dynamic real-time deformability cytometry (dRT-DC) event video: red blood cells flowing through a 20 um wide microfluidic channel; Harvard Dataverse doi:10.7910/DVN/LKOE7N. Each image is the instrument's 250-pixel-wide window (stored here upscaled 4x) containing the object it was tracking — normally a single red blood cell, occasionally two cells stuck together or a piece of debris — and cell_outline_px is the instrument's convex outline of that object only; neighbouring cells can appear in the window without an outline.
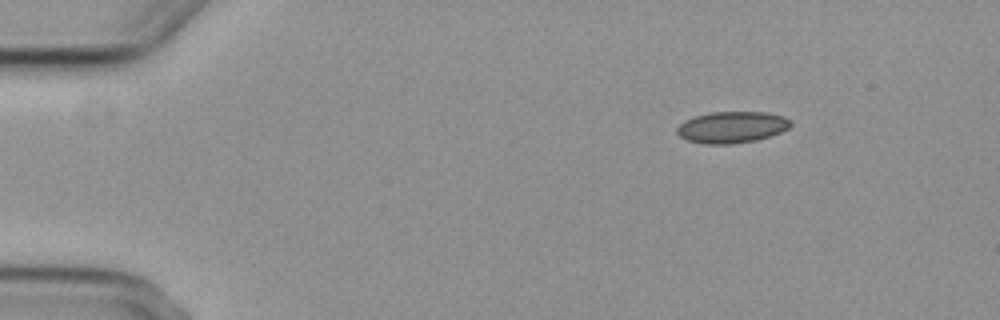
{"species": "common noctule bat (a hibernating species)", "species_latin": "Nyctalus noctula", "temperature_condition": "cold", "stored_images_in_passage": 4, "camera_frame_rate_fps": 3000, "um_per_image_px": 0.085, "animal": {"sex": "female", "body_mass_g": 29.2, "forearm_length_mm": 56.3}, "frame": {"image": 1, "passage_image": 1, "time_ms": 0.0, "image_size_px": [1000, 320], "cell_outline_px": [[792, 124], [788, 128], [780, 132], [756, 140], [728, 144], [704, 144], [688, 140], [680, 136], [676, 132], [676, 128], [684, 120], [708, 112], [764, 112], [784, 116], [792, 120]], "centroid_in_image_um": [62.2, 10.8], "position_along_channel_um": 22.8, "area_um2": 20.81}}
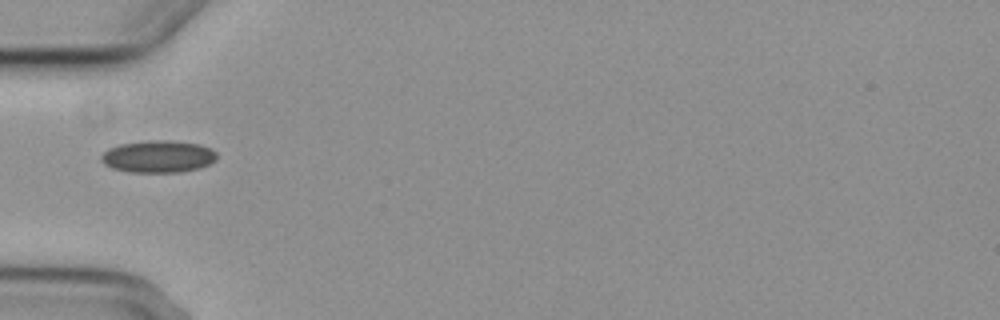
{"frame": {"image": 2, "passage_image": 4, "time_ms": 3.667, "image_size_px": [1000, 320], "cell_outline_px": [[216, 160], [208, 164], [196, 168], [180, 172], [128, 172], [112, 168], [104, 164], [100, 160], [100, 156], [108, 148], [120, 144], [148, 140], [168, 140], [200, 144], [216, 152]], "centroid_in_image_um": [13.4, 13.3], "position_along_channel_um": 71.6, "area_um2": 21.62}}